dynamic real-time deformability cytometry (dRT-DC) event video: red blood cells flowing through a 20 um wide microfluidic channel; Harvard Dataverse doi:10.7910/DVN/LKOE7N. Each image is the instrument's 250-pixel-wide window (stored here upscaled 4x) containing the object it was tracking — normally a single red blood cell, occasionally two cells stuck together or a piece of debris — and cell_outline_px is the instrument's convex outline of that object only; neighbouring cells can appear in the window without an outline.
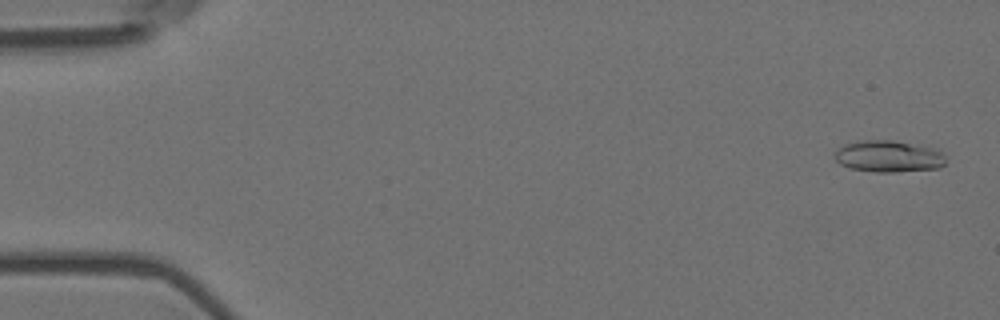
{"species": "Egyptian fruit bat (a non-hibernating species)", "species_latin": "Rousettus aegyptiacus", "temperature_condition": "room temperature", "stored_images_in_passage": 5, "camera_frame_rate_fps": 3000, "um_per_image_px": 0.085, "animal": {"sex": "female"}, "frame": {"image": 1, "passage_image": 1, "time_ms": 0.0, "image_size_px": [1000, 320], "cell_outline_px": [[944, 164], [940, 168], [896, 172], [872, 172], [848, 168], [840, 164], [836, 160], [836, 152], [844, 144], [856, 140], [892, 140], [936, 148], [944, 152]], "centroid_in_image_um": [75.54, 13.29], "position_along_channel_um": 9.5, "area_um2": 20.69}}
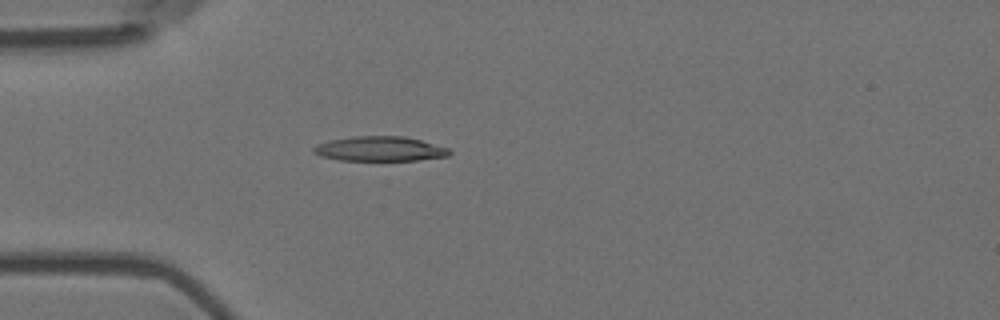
{"frame": {"image": 2, "passage_image": 5, "time_ms": 1.333, "image_size_px": [1000, 320], "cell_outline_px": [[452, 152], [448, 156], [416, 160], [340, 160], [320, 156], [312, 152], [312, 148], [316, 144], [328, 140], [352, 136], [404, 136], [420, 140], [448, 148]], "centroid_in_image_um": [32.23, 12.64], "position_along_channel_um": 52.8, "area_um2": 19.59}}